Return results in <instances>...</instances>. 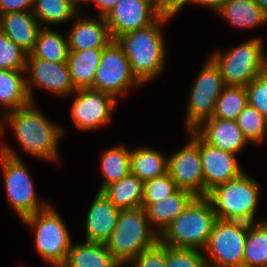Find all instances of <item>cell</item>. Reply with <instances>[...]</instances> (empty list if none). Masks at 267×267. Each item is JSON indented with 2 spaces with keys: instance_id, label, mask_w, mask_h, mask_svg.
Here are the masks:
<instances>
[{
  "instance_id": "obj_42",
  "label": "cell",
  "mask_w": 267,
  "mask_h": 267,
  "mask_svg": "<svg viewBox=\"0 0 267 267\" xmlns=\"http://www.w3.org/2000/svg\"><path fill=\"white\" fill-rule=\"evenodd\" d=\"M226 1L227 0H190L188 3L192 2L199 5H204L212 8L215 11H218Z\"/></svg>"
},
{
  "instance_id": "obj_7",
  "label": "cell",
  "mask_w": 267,
  "mask_h": 267,
  "mask_svg": "<svg viewBox=\"0 0 267 267\" xmlns=\"http://www.w3.org/2000/svg\"><path fill=\"white\" fill-rule=\"evenodd\" d=\"M14 151L9 144L0 143V164L5 181L7 201L22 220L45 209L50 204L38 201L28 169L21 157Z\"/></svg>"
},
{
  "instance_id": "obj_9",
  "label": "cell",
  "mask_w": 267,
  "mask_h": 267,
  "mask_svg": "<svg viewBox=\"0 0 267 267\" xmlns=\"http://www.w3.org/2000/svg\"><path fill=\"white\" fill-rule=\"evenodd\" d=\"M251 223L217 219L203 249L208 267H243L248 228ZM210 259V260H209Z\"/></svg>"
},
{
  "instance_id": "obj_36",
  "label": "cell",
  "mask_w": 267,
  "mask_h": 267,
  "mask_svg": "<svg viewBox=\"0 0 267 267\" xmlns=\"http://www.w3.org/2000/svg\"><path fill=\"white\" fill-rule=\"evenodd\" d=\"M179 188L168 173L144 182L142 204H153L161 202L164 198L171 196Z\"/></svg>"
},
{
  "instance_id": "obj_23",
  "label": "cell",
  "mask_w": 267,
  "mask_h": 267,
  "mask_svg": "<svg viewBox=\"0 0 267 267\" xmlns=\"http://www.w3.org/2000/svg\"><path fill=\"white\" fill-rule=\"evenodd\" d=\"M61 267H121L105 243H72Z\"/></svg>"
},
{
  "instance_id": "obj_45",
  "label": "cell",
  "mask_w": 267,
  "mask_h": 267,
  "mask_svg": "<svg viewBox=\"0 0 267 267\" xmlns=\"http://www.w3.org/2000/svg\"><path fill=\"white\" fill-rule=\"evenodd\" d=\"M2 122H3V121L1 120V121H0V135H2L3 133H5L4 130L6 129V128L4 127V126H5V125H4V122H3V123H2Z\"/></svg>"
},
{
  "instance_id": "obj_26",
  "label": "cell",
  "mask_w": 267,
  "mask_h": 267,
  "mask_svg": "<svg viewBox=\"0 0 267 267\" xmlns=\"http://www.w3.org/2000/svg\"><path fill=\"white\" fill-rule=\"evenodd\" d=\"M217 12L239 28H254L267 22V14L255 0H227Z\"/></svg>"
},
{
  "instance_id": "obj_21",
  "label": "cell",
  "mask_w": 267,
  "mask_h": 267,
  "mask_svg": "<svg viewBox=\"0 0 267 267\" xmlns=\"http://www.w3.org/2000/svg\"><path fill=\"white\" fill-rule=\"evenodd\" d=\"M195 195L185 189H178L161 202L142 204L146 210L150 226H155V232L160 236L163 231L184 211Z\"/></svg>"
},
{
  "instance_id": "obj_13",
  "label": "cell",
  "mask_w": 267,
  "mask_h": 267,
  "mask_svg": "<svg viewBox=\"0 0 267 267\" xmlns=\"http://www.w3.org/2000/svg\"><path fill=\"white\" fill-rule=\"evenodd\" d=\"M74 93L70 113L77 129L90 131L111 121L118 102L115 97L91 88L78 89Z\"/></svg>"
},
{
  "instance_id": "obj_22",
  "label": "cell",
  "mask_w": 267,
  "mask_h": 267,
  "mask_svg": "<svg viewBox=\"0 0 267 267\" xmlns=\"http://www.w3.org/2000/svg\"><path fill=\"white\" fill-rule=\"evenodd\" d=\"M24 73L25 70L0 69V107L3 108V112H1L2 120H4V114L32 103L26 86V77L23 76Z\"/></svg>"
},
{
  "instance_id": "obj_24",
  "label": "cell",
  "mask_w": 267,
  "mask_h": 267,
  "mask_svg": "<svg viewBox=\"0 0 267 267\" xmlns=\"http://www.w3.org/2000/svg\"><path fill=\"white\" fill-rule=\"evenodd\" d=\"M103 48H90L82 51H69L67 66L74 88H92L95 81V72L100 64Z\"/></svg>"
},
{
  "instance_id": "obj_28",
  "label": "cell",
  "mask_w": 267,
  "mask_h": 267,
  "mask_svg": "<svg viewBox=\"0 0 267 267\" xmlns=\"http://www.w3.org/2000/svg\"><path fill=\"white\" fill-rule=\"evenodd\" d=\"M68 52V38L52 29L42 27L38 33L35 46L29 54L34 58L65 63Z\"/></svg>"
},
{
  "instance_id": "obj_10",
  "label": "cell",
  "mask_w": 267,
  "mask_h": 267,
  "mask_svg": "<svg viewBox=\"0 0 267 267\" xmlns=\"http://www.w3.org/2000/svg\"><path fill=\"white\" fill-rule=\"evenodd\" d=\"M224 87L218 67L208 57L191 88L185 120L187 133L213 116L216 102Z\"/></svg>"
},
{
  "instance_id": "obj_33",
  "label": "cell",
  "mask_w": 267,
  "mask_h": 267,
  "mask_svg": "<svg viewBox=\"0 0 267 267\" xmlns=\"http://www.w3.org/2000/svg\"><path fill=\"white\" fill-rule=\"evenodd\" d=\"M236 122L249 143L262 142L267 136V118L249 104L238 115Z\"/></svg>"
},
{
  "instance_id": "obj_41",
  "label": "cell",
  "mask_w": 267,
  "mask_h": 267,
  "mask_svg": "<svg viewBox=\"0 0 267 267\" xmlns=\"http://www.w3.org/2000/svg\"><path fill=\"white\" fill-rule=\"evenodd\" d=\"M119 0H89V2H94L97 7H99L98 15L99 17H106L107 14L115 7Z\"/></svg>"
},
{
  "instance_id": "obj_30",
  "label": "cell",
  "mask_w": 267,
  "mask_h": 267,
  "mask_svg": "<svg viewBox=\"0 0 267 267\" xmlns=\"http://www.w3.org/2000/svg\"><path fill=\"white\" fill-rule=\"evenodd\" d=\"M243 267H267V221L251 223L245 243Z\"/></svg>"
},
{
  "instance_id": "obj_44",
  "label": "cell",
  "mask_w": 267,
  "mask_h": 267,
  "mask_svg": "<svg viewBox=\"0 0 267 267\" xmlns=\"http://www.w3.org/2000/svg\"><path fill=\"white\" fill-rule=\"evenodd\" d=\"M75 6H77L78 7V4L77 3H79V1L80 2H84L85 4H89V0H70Z\"/></svg>"
},
{
  "instance_id": "obj_31",
  "label": "cell",
  "mask_w": 267,
  "mask_h": 267,
  "mask_svg": "<svg viewBox=\"0 0 267 267\" xmlns=\"http://www.w3.org/2000/svg\"><path fill=\"white\" fill-rule=\"evenodd\" d=\"M78 7L70 0H35L32 13L40 26L44 24H61L78 15Z\"/></svg>"
},
{
  "instance_id": "obj_39",
  "label": "cell",
  "mask_w": 267,
  "mask_h": 267,
  "mask_svg": "<svg viewBox=\"0 0 267 267\" xmlns=\"http://www.w3.org/2000/svg\"><path fill=\"white\" fill-rule=\"evenodd\" d=\"M35 0H0V15L18 11H32Z\"/></svg>"
},
{
  "instance_id": "obj_14",
  "label": "cell",
  "mask_w": 267,
  "mask_h": 267,
  "mask_svg": "<svg viewBox=\"0 0 267 267\" xmlns=\"http://www.w3.org/2000/svg\"><path fill=\"white\" fill-rule=\"evenodd\" d=\"M162 14L154 0H119L105 20L114 40L120 35L150 26Z\"/></svg>"
},
{
  "instance_id": "obj_5",
  "label": "cell",
  "mask_w": 267,
  "mask_h": 267,
  "mask_svg": "<svg viewBox=\"0 0 267 267\" xmlns=\"http://www.w3.org/2000/svg\"><path fill=\"white\" fill-rule=\"evenodd\" d=\"M260 186L243 172L239 177L219 184L208 192L217 219L257 223Z\"/></svg>"
},
{
  "instance_id": "obj_8",
  "label": "cell",
  "mask_w": 267,
  "mask_h": 267,
  "mask_svg": "<svg viewBox=\"0 0 267 267\" xmlns=\"http://www.w3.org/2000/svg\"><path fill=\"white\" fill-rule=\"evenodd\" d=\"M22 221L35 231V249L42 259L54 267H61L66 261L72 241L66 224L56 209L50 204Z\"/></svg>"
},
{
  "instance_id": "obj_43",
  "label": "cell",
  "mask_w": 267,
  "mask_h": 267,
  "mask_svg": "<svg viewBox=\"0 0 267 267\" xmlns=\"http://www.w3.org/2000/svg\"><path fill=\"white\" fill-rule=\"evenodd\" d=\"M255 2L262 8V10L267 14V0H255Z\"/></svg>"
},
{
  "instance_id": "obj_27",
  "label": "cell",
  "mask_w": 267,
  "mask_h": 267,
  "mask_svg": "<svg viewBox=\"0 0 267 267\" xmlns=\"http://www.w3.org/2000/svg\"><path fill=\"white\" fill-rule=\"evenodd\" d=\"M167 158L153 148H135L131 151V173L145 182L167 173Z\"/></svg>"
},
{
  "instance_id": "obj_35",
  "label": "cell",
  "mask_w": 267,
  "mask_h": 267,
  "mask_svg": "<svg viewBox=\"0 0 267 267\" xmlns=\"http://www.w3.org/2000/svg\"><path fill=\"white\" fill-rule=\"evenodd\" d=\"M202 250L166 245V267H208Z\"/></svg>"
},
{
  "instance_id": "obj_15",
  "label": "cell",
  "mask_w": 267,
  "mask_h": 267,
  "mask_svg": "<svg viewBox=\"0 0 267 267\" xmlns=\"http://www.w3.org/2000/svg\"><path fill=\"white\" fill-rule=\"evenodd\" d=\"M25 73H29L26 86L32 103H34L32 88L35 86L58 97L69 96L76 90L66 62H50L27 54Z\"/></svg>"
},
{
  "instance_id": "obj_2",
  "label": "cell",
  "mask_w": 267,
  "mask_h": 267,
  "mask_svg": "<svg viewBox=\"0 0 267 267\" xmlns=\"http://www.w3.org/2000/svg\"><path fill=\"white\" fill-rule=\"evenodd\" d=\"M3 121L13 129L20 148L26 153L42 160L59 158L57 145L64 131L38 111L35 103L4 114Z\"/></svg>"
},
{
  "instance_id": "obj_17",
  "label": "cell",
  "mask_w": 267,
  "mask_h": 267,
  "mask_svg": "<svg viewBox=\"0 0 267 267\" xmlns=\"http://www.w3.org/2000/svg\"><path fill=\"white\" fill-rule=\"evenodd\" d=\"M206 144L238 154L249 142L236 120L211 117L193 130Z\"/></svg>"
},
{
  "instance_id": "obj_3",
  "label": "cell",
  "mask_w": 267,
  "mask_h": 267,
  "mask_svg": "<svg viewBox=\"0 0 267 267\" xmlns=\"http://www.w3.org/2000/svg\"><path fill=\"white\" fill-rule=\"evenodd\" d=\"M217 220L207 196H195L184 211L163 231L159 240L175 248L203 250Z\"/></svg>"
},
{
  "instance_id": "obj_16",
  "label": "cell",
  "mask_w": 267,
  "mask_h": 267,
  "mask_svg": "<svg viewBox=\"0 0 267 267\" xmlns=\"http://www.w3.org/2000/svg\"><path fill=\"white\" fill-rule=\"evenodd\" d=\"M199 149L204 179V196L219 184L236 179L243 172L236 154L206 144L199 137Z\"/></svg>"
},
{
  "instance_id": "obj_19",
  "label": "cell",
  "mask_w": 267,
  "mask_h": 267,
  "mask_svg": "<svg viewBox=\"0 0 267 267\" xmlns=\"http://www.w3.org/2000/svg\"><path fill=\"white\" fill-rule=\"evenodd\" d=\"M74 20L75 23L67 35L69 51L104 48L113 40L105 17L90 19L78 18L76 15Z\"/></svg>"
},
{
  "instance_id": "obj_12",
  "label": "cell",
  "mask_w": 267,
  "mask_h": 267,
  "mask_svg": "<svg viewBox=\"0 0 267 267\" xmlns=\"http://www.w3.org/2000/svg\"><path fill=\"white\" fill-rule=\"evenodd\" d=\"M191 141L167 158V173L179 189L204 196V179L199 149V136L189 131Z\"/></svg>"
},
{
  "instance_id": "obj_11",
  "label": "cell",
  "mask_w": 267,
  "mask_h": 267,
  "mask_svg": "<svg viewBox=\"0 0 267 267\" xmlns=\"http://www.w3.org/2000/svg\"><path fill=\"white\" fill-rule=\"evenodd\" d=\"M139 85L141 83L132 74L128 58L117 42L112 40L102 49L91 89L110 94L117 99L119 95L128 92L130 87Z\"/></svg>"
},
{
  "instance_id": "obj_25",
  "label": "cell",
  "mask_w": 267,
  "mask_h": 267,
  "mask_svg": "<svg viewBox=\"0 0 267 267\" xmlns=\"http://www.w3.org/2000/svg\"><path fill=\"white\" fill-rule=\"evenodd\" d=\"M144 182L130 173L119 181L107 185L101 192L118 209L142 207Z\"/></svg>"
},
{
  "instance_id": "obj_6",
  "label": "cell",
  "mask_w": 267,
  "mask_h": 267,
  "mask_svg": "<svg viewBox=\"0 0 267 267\" xmlns=\"http://www.w3.org/2000/svg\"><path fill=\"white\" fill-rule=\"evenodd\" d=\"M260 37L252 38L227 52L209 57L218 67L225 86H247L267 70V53Z\"/></svg>"
},
{
  "instance_id": "obj_38",
  "label": "cell",
  "mask_w": 267,
  "mask_h": 267,
  "mask_svg": "<svg viewBox=\"0 0 267 267\" xmlns=\"http://www.w3.org/2000/svg\"><path fill=\"white\" fill-rule=\"evenodd\" d=\"M126 264L131 267H166V245L158 240Z\"/></svg>"
},
{
  "instance_id": "obj_32",
  "label": "cell",
  "mask_w": 267,
  "mask_h": 267,
  "mask_svg": "<svg viewBox=\"0 0 267 267\" xmlns=\"http://www.w3.org/2000/svg\"><path fill=\"white\" fill-rule=\"evenodd\" d=\"M247 104L245 86H225L216 102L212 117L236 120Z\"/></svg>"
},
{
  "instance_id": "obj_20",
  "label": "cell",
  "mask_w": 267,
  "mask_h": 267,
  "mask_svg": "<svg viewBox=\"0 0 267 267\" xmlns=\"http://www.w3.org/2000/svg\"><path fill=\"white\" fill-rule=\"evenodd\" d=\"M41 28L32 11L0 15V29L27 54L33 50Z\"/></svg>"
},
{
  "instance_id": "obj_37",
  "label": "cell",
  "mask_w": 267,
  "mask_h": 267,
  "mask_svg": "<svg viewBox=\"0 0 267 267\" xmlns=\"http://www.w3.org/2000/svg\"><path fill=\"white\" fill-rule=\"evenodd\" d=\"M245 88L248 104L267 118V70L255 77Z\"/></svg>"
},
{
  "instance_id": "obj_1",
  "label": "cell",
  "mask_w": 267,
  "mask_h": 267,
  "mask_svg": "<svg viewBox=\"0 0 267 267\" xmlns=\"http://www.w3.org/2000/svg\"><path fill=\"white\" fill-rule=\"evenodd\" d=\"M172 17L162 14L150 26L114 39L128 58L132 74L141 84L156 78L164 70L166 47L161 27Z\"/></svg>"
},
{
  "instance_id": "obj_34",
  "label": "cell",
  "mask_w": 267,
  "mask_h": 267,
  "mask_svg": "<svg viewBox=\"0 0 267 267\" xmlns=\"http://www.w3.org/2000/svg\"><path fill=\"white\" fill-rule=\"evenodd\" d=\"M27 53L0 29V69L25 70Z\"/></svg>"
},
{
  "instance_id": "obj_4",
  "label": "cell",
  "mask_w": 267,
  "mask_h": 267,
  "mask_svg": "<svg viewBox=\"0 0 267 267\" xmlns=\"http://www.w3.org/2000/svg\"><path fill=\"white\" fill-rule=\"evenodd\" d=\"M158 240L159 235L150 226L146 210L140 207L120 210L115 229L105 245L113 258L123 266Z\"/></svg>"
},
{
  "instance_id": "obj_40",
  "label": "cell",
  "mask_w": 267,
  "mask_h": 267,
  "mask_svg": "<svg viewBox=\"0 0 267 267\" xmlns=\"http://www.w3.org/2000/svg\"><path fill=\"white\" fill-rule=\"evenodd\" d=\"M190 0H163L159 8L163 14L175 16Z\"/></svg>"
},
{
  "instance_id": "obj_18",
  "label": "cell",
  "mask_w": 267,
  "mask_h": 267,
  "mask_svg": "<svg viewBox=\"0 0 267 267\" xmlns=\"http://www.w3.org/2000/svg\"><path fill=\"white\" fill-rule=\"evenodd\" d=\"M86 215L85 241L105 243L115 229L120 209L98 191Z\"/></svg>"
},
{
  "instance_id": "obj_46",
  "label": "cell",
  "mask_w": 267,
  "mask_h": 267,
  "mask_svg": "<svg viewBox=\"0 0 267 267\" xmlns=\"http://www.w3.org/2000/svg\"><path fill=\"white\" fill-rule=\"evenodd\" d=\"M158 5L163 1V0H154Z\"/></svg>"
},
{
  "instance_id": "obj_29",
  "label": "cell",
  "mask_w": 267,
  "mask_h": 267,
  "mask_svg": "<svg viewBox=\"0 0 267 267\" xmlns=\"http://www.w3.org/2000/svg\"><path fill=\"white\" fill-rule=\"evenodd\" d=\"M100 158L104 181L99 192L107 185L119 181L131 173V150L123 145L104 150Z\"/></svg>"
}]
</instances>
